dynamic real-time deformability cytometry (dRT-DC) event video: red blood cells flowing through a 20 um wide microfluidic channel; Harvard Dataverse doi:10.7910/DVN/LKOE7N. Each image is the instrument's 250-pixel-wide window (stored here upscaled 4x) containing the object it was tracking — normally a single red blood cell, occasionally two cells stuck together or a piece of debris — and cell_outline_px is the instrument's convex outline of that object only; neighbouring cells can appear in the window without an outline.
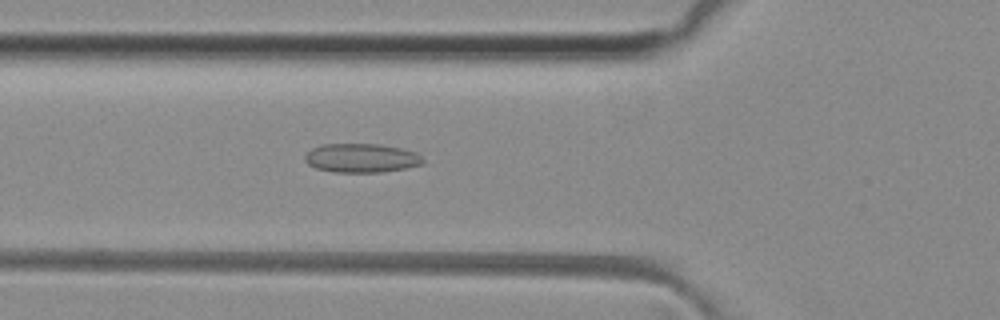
{"species": "common noctule bat (a hibernating species)", "species_latin": "Nyctalus noctula", "temperature_condition": "room temperature", "stored_images_in_passage": 36, "camera_frame_rate_fps": 3000, "um_per_image_px": 0.085, "animal": {"sex": "female", "body_mass_g": 29.2, "forearm_length_mm": 56.3}, "frame": {"image": 1, "passage_image": 4, "time_ms": 1.0, "image_size_px": [1000, 320], "cell_outline_px": [[424, 164], [404, 168], [380, 172], [332, 172], [316, 168], [308, 164], [304, 160], [304, 156], [312, 148], [320, 144], [376, 144], [400, 148], [416, 152], [424, 160]], "centroid_in_image_um": [30.69, 13.43], "position_along_channel_um": 95.1, "area_um2": 19.88}}
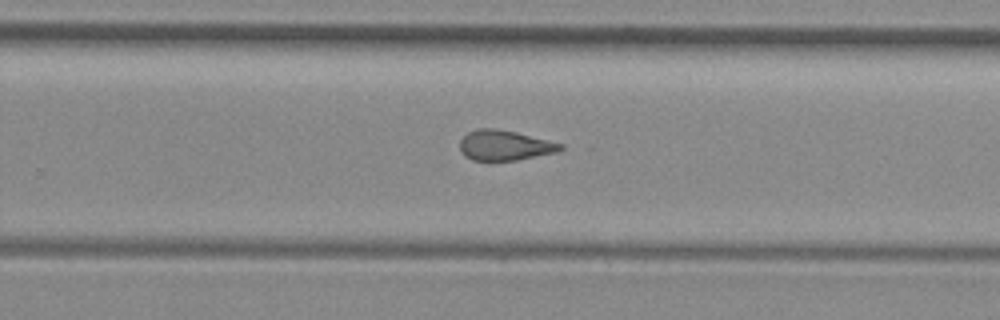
{"frame": {"image": 2, "passage_image": 18, "time_ms": 5.667, "image_size_px": [1000, 320], "cell_outline_px": [[564, 148], [556, 152], [516, 160], [488, 164], [472, 160], [464, 156], [460, 148], [460, 140], [468, 132], [480, 128], [492, 128], [516, 132], [564, 144]], "centroid_in_image_um": [42.85, 12.4], "position_along_channel_um": 286.9, "area_um2": 18.15}}
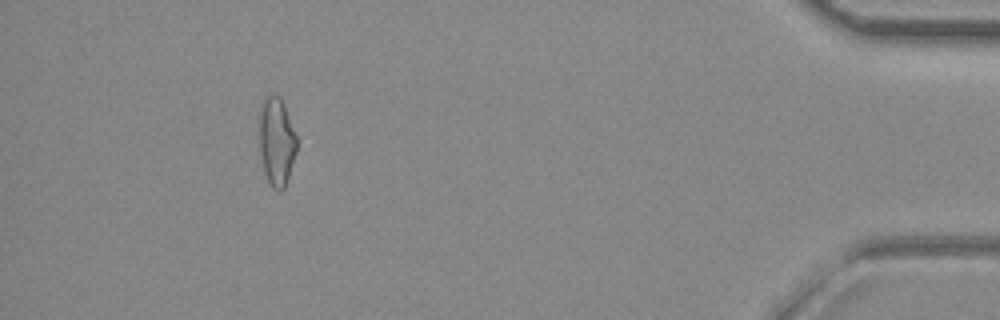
{"frame": {"image": 3, "passage_image": 32, "time_ms": 10.333, "image_size_px": [1000, 320], "cell_outline_px": [[296, 152], [284, 188], [280, 192], [272, 188], [264, 172], [260, 152], [260, 116], [264, 96], [280, 96], [284, 104], [296, 136]], "centroid_in_image_um": [23.5, 12.05], "position_along_channel_um": 411.7, "area_um2": 18.84}, "authors_computed_cell_mechanics": {"area_um2": 18.5249, "velocity_mm_per_s": 4.1146, "shape_relaxation_time_tau1_ms": null, "shape_relaxation_time_tau2_ms": 2.0326, "deformation_change_tau1": null, "deformation_change_tau2": 0.0927}}